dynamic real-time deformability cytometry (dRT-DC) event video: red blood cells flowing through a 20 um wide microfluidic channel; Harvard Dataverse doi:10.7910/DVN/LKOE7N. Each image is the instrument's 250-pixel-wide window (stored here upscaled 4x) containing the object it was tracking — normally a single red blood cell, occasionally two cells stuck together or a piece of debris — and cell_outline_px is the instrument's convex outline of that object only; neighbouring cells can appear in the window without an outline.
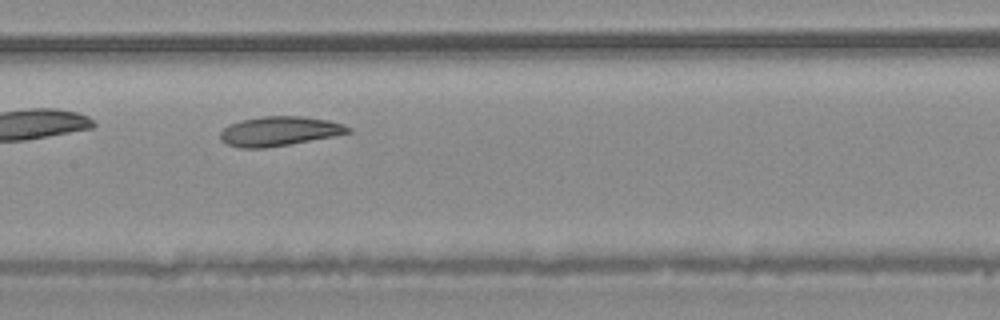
{"species": "common noctule bat (a hibernating species)", "species_latin": "Nyctalus noctula", "temperature_condition": "warm", "stored_images_in_passage": 33, "camera_frame_rate_fps": 3000, "um_per_image_px": 0.085, "animal": {"sex": "male", "body_mass_g": 20.4}, "frame": {"image": 1, "passage_image": 10, "time_ms": 3.0, "image_size_px": [1000, 320], "cell_outline_px": [[352, 132], [336, 136], [264, 148], [240, 148], [228, 144], [220, 140], [220, 132], [228, 124], [240, 120], [264, 116], [304, 116], [328, 120], [344, 124], [352, 128]], "centroid_in_image_um": [23.76, 11.14], "position_along_channel_um": 183.6, "area_um2": 22.08}, "authors_computed_cell_mechanics": {"area_um2": 22.1952, "velocity_mm_per_s": 4.0488, "shape_relaxation_time_tau1_ms": 8.9891, "shape_relaxation_time_tau2_ms": 2.9022, "deformation_change_tau1": 0.1759, "deformation_change_tau2": 0.0977}}